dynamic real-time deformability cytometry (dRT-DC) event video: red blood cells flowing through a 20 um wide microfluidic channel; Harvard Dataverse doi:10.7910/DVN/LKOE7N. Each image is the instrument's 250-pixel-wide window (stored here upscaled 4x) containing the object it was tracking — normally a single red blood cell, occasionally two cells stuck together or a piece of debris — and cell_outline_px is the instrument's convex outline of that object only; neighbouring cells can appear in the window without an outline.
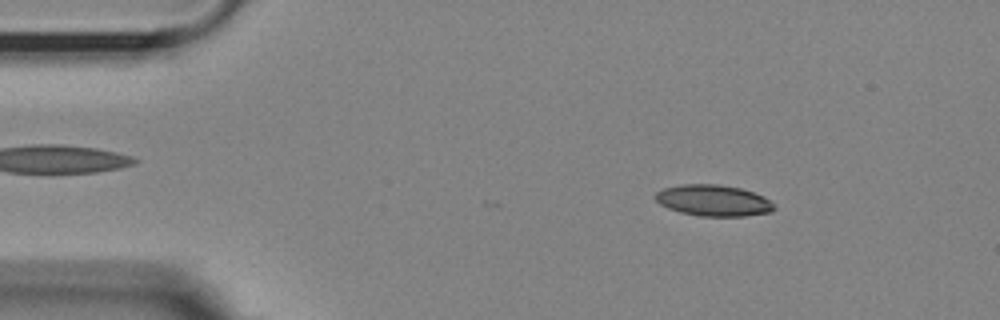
{"species": "Egyptian fruit bat (a non-hibernating species)", "species_latin": "Rousettus aegyptiacus", "temperature_condition": "room temperature", "stored_images_in_passage": 45, "camera_frame_rate_fps": 3000, "um_per_image_px": 0.085, "animal": {"sex": "female"}, "frame": {"image": 1, "passage_image": 7, "time_ms": 2.0, "image_size_px": [1000, 320], "cell_outline_px": [[776, 208], [772, 212], [744, 216], [700, 216], [680, 212], [668, 208], [660, 204], [656, 200], [656, 192], [664, 188], [680, 184], [720, 184], [740, 188], [764, 196], [776, 204]], "centroid_in_image_um": [60.67, 17.04], "position_along_channel_um": 24.3, "area_um2": 21.73}}
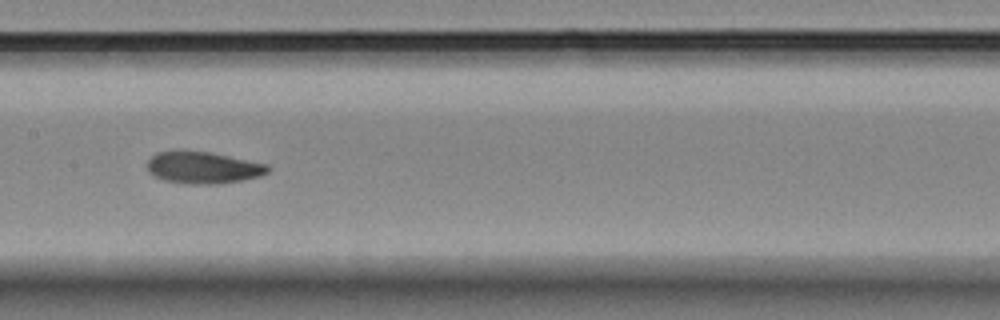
{"frame": {"image": 2, "passage_image": 26, "time_ms": 8.333, "image_size_px": [1000, 320], "cell_outline_px": [[272, 168], [268, 172], [260, 176], [220, 184], [192, 184], [164, 180], [148, 172], [148, 160], [156, 152], [176, 148], [208, 152], [268, 164]], "centroid_in_image_um": [17.24, 14.22], "position_along_channel_um": 190.2, "area_um2": 22.72}}
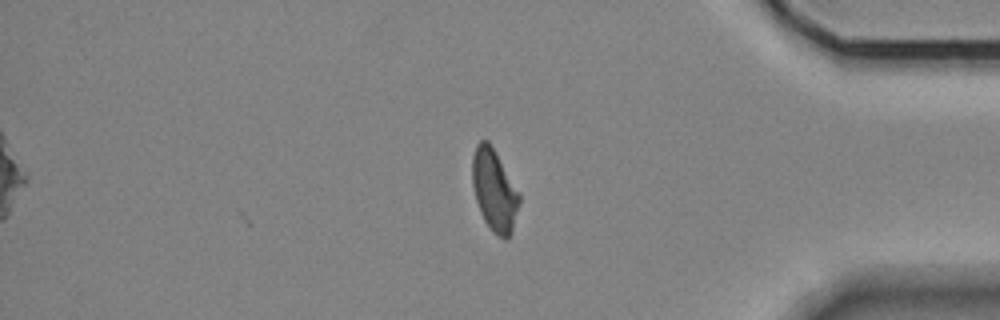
{"frame": {"image": 3, "passage_image": 45, "time_ms": 14.667, "image_size_px": [1000, 320], "cell_outline_px": [[520, 200], [512, 228], [508, 240], [504, 240], [496, 236], [492, 232], [484, 220], [480, 212], [476, 200], [472, 184], [472, 156], [476, 144], [480, 140], [488, 140], [520, 196]], "centroid_in_image_um": [41.98, 16.21], "position_along_channel_um": 393.2, "area_um2": 22.02}, "authors_computed_cell_mechanics": {"area_um2": 21.7906, "velocity_mm_per_s": 3.6165, "shape_relaxation_time_tau1_ms": null, "shape_relaxation_time_tau2_ms": 4.9163, "deformation_change_tau1": null, "deformation_change_tau2": 0.1061}}